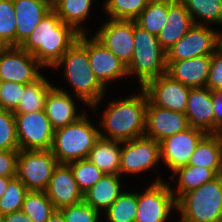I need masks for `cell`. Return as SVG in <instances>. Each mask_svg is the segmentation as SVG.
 <instances>
[{"label":"cell","instance_id":"bcb514c9","mask_svg":"<svg viewBox=\"0 0 222 222\" xmlns=\"http://www.w3.org/2000/svg\"><path fill=\"white\" fill-rule=\"evenodd\" d=\"M47 222H65V219L59 210H55Z\"/></svg>","mask_w":222,"mask_h":222},{"label":"cell","instance_id":"9a60e30c","mask_svg":"<svg viewBox=\"0 0 222 222\" xmlns=\"http://www.w3.org/2000/svg\"><path fill=\"white\" fill-rule=\"evenodd\" d=\"M142 89L153 105L185 113L190 87L173 80L167 74L149 81Z\"/></svg>","mask_w":222,"mask_h":222},{"label":"cell","instance_id":"83f0119b","mask_svg":"<svg viewBox=\"0 0 222 222\" xmlns=\"http://www.w3.org/2000/svg\"><path fill=\"white\" fill-rule=\"evenodd\" d=\"M93 0H52V9L62 22L73 26L80 34L86 33L81 26L89 17Z\"/></svg>","mask_w":222,"mask_h":222},{"label":"cell","instance_id":"8d00e7d4","mask_svg":"<svg viewBox=\"0 0 222 222\" xmlns=\"http://www.w3.org/2000/svg\"><path fill=\"white\" fill-rule=\"evenodd\" d=\"M0 39L8 46H16V13L13 0H0Z\"/></svg>","mask_w":222,"mask_h":222},{"label":"cell","instance_id":"cb8c5ba5","mask_svg":"<svg viewBox=\"0 0 222 222\" xmlns=\"http://www.w3.org/2000/svg\"><path fill=\"white\" fill-rule=\"evenodd\" d=\"M121 175L104 174L98 182L83 193V201L95 210L105 212L122 193Z\"/></svg>","mask_w":222,"mask_h":222},{"label":"cell","instance_id":"7c38bea8","mask_svg":"<svg viewBox=\"0 0 222 222\" xmlns=\"http://www.w3.org/2000/svg\"><path fill=\"white\" fill-rule=\"evenodd\" d=\"M43 66L19 46H8L0 51V80L30 84L39 79Z\"/></svg>","mask_w":222,"mask_h":222},{"label":"cell","instance_id":"e575fe53","mask_svg":"<svg viewBox=\"0 0 222 222\" xmlns=\"http://www.w3.org/2000/svg\"><path fill=\"white\" fill-rule=\"evenodd\" d=\"M28 192L29 190L17 177L12 178L5 193L0 198V214L4 216L21 210L24 198Z\"/></svg>","mask_w":222,"mask_h":222},{"label":"cell","instance_id":"7a4b0ae2","mask_svg":"<svg viewBox=\"0 0 222 222\" xmlns=\"http://www.w3.org/2000/svg\"><path fill=\"white\" fill-rule=\"evenodd\" d=\"M140 90L138 95L108 103L99 122L107 135L100 130L101 138L123 142L144 136L148 96Z\"/></svg>","mask_w":222,"mask_h":222},{"label":"cell","instance_id":"681fc988","mask_svg":"<svg viewBox=\"0 0 222 222\" xmlns=\"http://www.w3.org/2000/svg\"><path fill=\"white\" fill-rule=\"evenodd\" d=\"M219 46L222 48V32L219 33Z\"/></svg>","mask_w":222,"mask_h":222},{"label":"cell","instance_id":"484cf974","mask_svg":"<svg viewBox=\"0 0 222 222\" xmlns=\"http://www.w3.org/2000/svg\"><path fill=\"white\" fill-rule=\"evenodd\" d=\"M121 142L99 138L89 151L87 159L104 174L120 175Z\"/></svg>","mask_w":222,"mask_h":222},{"label":"cell","instance_id":"277c9868","mask_svg":"<svg viewBox=\"0 0 222 222\" xmlns=\"http://www.w3.org/2000/svg\"><path fill=\"white\" fill-rule=\"evenodd\" d=\"M179 222H222V174L176 200Z\"/></svg>","mask_w":222,"mask_h":222},{"label":"cell","instance_id":"3957f363","mask_svg":"<svg viewBox=\"0 0 222 222\" xmlns=\"http://www.w3.org/2000/svg\"><path fill=\"white\" fill-rule=\"evenodd\" d=\"M61 65L65 66L64 77L66 76V80L74 88V95L96 112V108L105 97L106 88L98 81L90 68L86 33L80 34L78 40L54 67L59 68Z\"/></svg>","mask_w":222,"mask_h":222},{"label":"cell","instance_id":"ba28073f","mask_svg":"<svg viewBox=\"0 0 222 222\" xmlns=\"http://www.w3.org/2000/svg\"><path fill=\"white\" fill-rule=\"evenodd\" d=\"M158 177L143 193H137V214L135 222H167L176 199L170 184Z\"/></svg>","mask_w":222,"mask_h":222},{"label":"cell","instance_id":"4fadbf2b","mask_svg":"<svg viewBox=\"0 0 222 222\" xmlns=\"http://www.w3.org/2000/svg\"><path fill=\"white\" fill-rule=\"evenodd\" d=\"M94 37L126 66L129 65L134 52V20L109 19Z\"/></svg>","mask_w":222,"mask_h":222},{"label":"cell","instance_id":"9c48e42d","mask_svg":"<svg viewBox=\"0 0 222 222\" xmlns=\"http://www.w3.org/2000/svg\"><path fill=\"white\" fill-rule=\"evenodd\" d=\"M19 150H51L55 129L45 110L14 113Z\"/></svg>","mask_w":222,"mask_h":222},{"label":"cell","instance_id":"b9f144b4","mask_svg":"<svg viewBox=\"0 0 222 222\" xmlns=\"http://www.w3.org/2000/svg\"><path fill=\"white\" fill-rule=\"evenodd\" d=\"M19 150H0V177H16Z\"/></svg>","mask_w":222,"mask_h":222},{"label":"cell","instance_id":"836d02e7","mask_svg":"<svg viewBox=\"0 0 222 222\" xmlns=\"http://www.w3.org/2000/svg\"><path fill=\"white\" fill-rule=\"evenodd\" d=\"M147 4V0H105L104 9L109 19L135 20Z\"/></svg>","mask_w":222,"mask_h":222},{"label":"cell","instance_id":"f1b7e54d","mask_svg":"<svg viewBox=\"0 0 222 222\" xmlns=\"http://www.w3.org/2000/svg\"><path fill=\"white\" fill-rule=\"evenodd\" d=\"M180 1L184 4L185 8L191 15L194 24H199V25L209 24L210 26L212 23H215L222 25V0H180Z\"/></svg>","mask_w":222,"mask_h":222},{"label":"cell","instance_id":"2e32d148","mask_svg":"<svg viewBox=\"0 0 222 222\" xmlns=\"http://www.w3.org/2000/svg\"><path fill=\"white\" fill-rule=\"evenodd\" d=\"M87 52L90 68L105 88L109 82L128 76L127 66L94 36L87 38Z\"/></svg>","mask_w":222,"mask_h":222},{"label":"cell","instance_id":"f6af8a7d","mask_svg":"<svg viewBox=\"0 0 222 222\" xmlns=\"http://www.w3.org/2000/svg\"><path fill=\"white\" fill-rule=\"evenodd\" d=\"M12 178L15 177H0V198L5 193L6 188L8 187V183Z\"/></svg>","mask_w":222,"mask_h":222},{"label":"cell","instance_id":"e0dca14e","mask_svg":"<svg viewBox=\"0 0 222 222\" xmlns=\"http://www.w3.org/2000/svg\"><path fill=\"white\" fill-rule=\"evenodd\" d=\"M185 113L153 105L149 100L144 135L157 142L189 128Z\"/></svg>","mask_w":222,"mask_h":222},{"label":"cell","instance_id":"7bdbcfd3","mask_svg":"<svg viewBox=\"0 0 222 222\" xmlns=\"http://www.w3.org/2000/svg\"><path fill=\"white\" fill-rule=\"evenodd\" d=\"M213 110L215 113V134L222 132V92L213 94Z\"/></svg>","mask_w":222,"mask_h":222},{"label":"cell","instance_id":"5b68a950","mask_svg":"<svg viewBox=\"0 0 222 222\" xmlns=\"http://www.w3.org/2000/svg\"><path fill=\"white\" fill-rule=\"evenodd\" d=\"M166 72V51L161 47L156 36L144 30L134 20V52L127 66L128 76L135 74L140 88H143L149 81Z\"/></svg>","mask_w":222,"mask_h":222},{"label":"cell","instance_id":"d6a6232c","mask_svg":"<svg viewBox=\"0 0 222 222\" xmlns=\"http://www.w3.org/2000/svg\"><path fill=\"white\" fill-rule=\"evenodd\" d=\"M167 14L168 1L148 3L135 21L144 30L157 37L165 25Z\"/></svg>","mask_w":222,"mask_h":222},{"label":"cell","instance_id":"4316f807","mask_svg":"<svg viewBox=\"0 0 222 222\" xmlns=\"http://www.w3.org/2000/svg\"><path fill=\"white\" fill-rule=\"evenodd\" d=\"M173 174L178 176V180H173L178 181L177 190L171 188L176 200L182 194L195 190L218 176L212 169L192 165L179 167Z\"/></svg>","mask_w":222,"mask_h":222},{"label":"cell","instance_id":"52a82bcc","mask_svg":"<svg viewBox=\"0 0 222 222\" xmlns=\"http://www.w3.org/2000/svg\"><path fill=\"white\" fill-rule=\"evenodd\" d=\"M58 164L51 150H19L16 177L29 191H45Z\"/></svg>","mask_w":222,"mask_h":222},{"label":"cell","instance_id":"6da1fadb","mask_svg":"<svg viewBox=\"0 0 222 222\" xmlns=\"http://www.w3.org/2000/svg\"><path fill=\"white\" fill-rule=\"evenodd\" d=\"M79 36L80 33L62 22L52 9L19 47L32 54L43 67L54 68Z\"/></svg>","mask_w":222,"mask_h":222},{"label":"cell","instance_id":"d590c367","mask_svg":"<svg viewBox=\"0 0 222 222\" xmlns=\"http://www.w3.org/2000/svg\"><path fill=\"white\" fill-rule=\"evenodd\" d=\"M73 171L79 189L84 193L91 188L104 173L87 158L68 163Z\"/></svg>","mask_w":222,"mask_h":222},{"label":"cell","instance_id":"7dc6e473","mask_svg":"<svg viewBox=\"0 0 222 222\" xmlns=\"http://www.w3.org/2000/svg\"><path fill=\"white\" fill-rule=\"evenodd\" d=\"M148 3H156V2H167V1H175V0H147Z\"/></svg>","mask_w":222,"mask_h":222},{"label":"cell","instance_id":"ab89813d","mask_svg":"<svg viewBox=\"0 0 222 222\" xmlns=\"http://www.w3.org/2000/svg\"><path fill=\"white\" fill-rule=\"evenodd\" d=\"M26 84L0 80V109L14 111L21 101Z\"/></svg>","mask_w":222,"mask_h":222},{"label":"cell","instance_id":"ffe728a7","mask_svg":"<svg viewBox=\"0 0 222 222\" xmlns=\"http://www.w3.org/2000/svg\"><path fill=\"white\" fill-rule=\"evenodd\" d=\"M16 13V46H20L52 10V0H13Z\"/></svg>","mask_w":222,"mask_h":222},{"label":"cell","instance_id":"603a6c76","mask_svg":"<svg viewBox=\"0 0 222 222\" xmlns=\"http://www.w3.org/2000/svg\"><path fill=\"white\" fill-rule=\"evenodd\" d=\"M194 25L191 15L180 0L168 1V14L165 25L157 39L167 51L177 43Z\"/></svg>","mask_w":222,"mask_h":222},{"label":"cell","instance_id":"ee69618b","mask_svg":"<svg viewBox=\"0 0 222 222\" xmlns=\"http://www.w3.org/2000/svg\"><path fill=\"white\" fill-rule=\"evenodd\" d=\"M3 222H33L21 210L3 216Z\"/></svg>","mask_w":222,"mask_h":222},{"label":"cell","instance_id":"d6986e66","mask_svg":"<svg viewBox=\"0 0 222 222\" xmlns=\"http://www.w3.org/2000/svg\"><path fill=\"white\" fill-rule=\"evenodd\" d=\"M207 87L190 88L185 114L190 127L215 134L213 94Z\"/></svg>","mask_w":222,"mask_h":222},{"label":"cell","instance_id":"74e56055","mask_svg":"<svg viewBox=\"0 0 222 222\" xmlns=\"http://www.w3.org/2000/svg\"><path fill=\"white\" fill-rule=\"evenodd\" d=\"M0 150H19L13 111L0 109Z\"/></svg>","mask_w":222,"mask_h":222},{"label":"cell","instance_id":"ac0fdd59","mask_svg":"<svg viewBox=\"0 0 222 222\" xmlns=\"http://www.w3.org/2000/svg\"><path fill=\"white\" fill-rule=\"evenodd\" d=\"M45 192L56 210L83 201V192L78 187L70 165L66 163L56 166Z\"/></svg>","mask_w":222,"mask_h":222},{"label":"cell","instance_id":"5bb4252c","mask_svg":"<svg viewBox=\"0 0 222 222\" xmlns=\"http://www.w3.org/2000/svg\"><path fill=\"white\" fill-rule=\"evenodd\" d=\"M205 135L206 133L202 130L189 127L163 139L159 142L161 160L172 171L188 165L191 155Z\"/></svg>","mask_w":222,"mask_h":222},{"label":"cell","instance_id":"f546056e","mask_svg":"<svg viewBox=\"0 0 222 222\" xmlns=\"http://www.w3.org/2000/svg\"><path fill=\"white\" fill-rule=\"evenodd\" d=\"M53 87L43 75L35 82L25 85L23 96L13 113H29L44 110L45 99Z\"/></svg>","mask_w":222,"mask_h":222},{"label":"cell","instance_id":"4dcf8cb0","mask_svg":"<svg viewBox=\"0 0 222 222\" xmlns=\"http://www.w3.org/2000/svg\"><path fill=\"white\" fill-rule=\"evenodd\" d=\"M55 210L45 191H29L21 208L33 222H47Z\"/></svg>","mask_w":222,"mask_h":222},{"label":"cell","instance_id":"60d3db41","mask_svg":"<svg viewBox=\"0 0 222 222\" xmlns=\"http://www.w3.org/2000/svg\"><path fill=\"white\" fill-rule=\"evenodd\" d=\"M206 87L213 92H222V48L220 46L211 55Z\"/></svg>","mask_w":222,"mask_h":222},{"label":"cell","instance_id":"44dd1931","mask_svg":"<svg viewBox=\"0 0 222 222\" xmlns=\"http://www.w3.org/2000/svg\"><path fill=\"white\" fill-rule=\"evenodd\" d=\"M210 63L211 55L167 62L166 74L190 88L206 87Z\"/></svg>","mask_w":222,"mask_h":222},{"label":"cell","instance_id":"8992f818","mask_svg":"<svg viewBox=\"0 0 222 222\" xmlns=\"http://www.w3.org/2000/svg\"><path fill=\"white\" fill-rule=\"evenodd\" d=\"M100 138V130L84 113L76 122L55 130L51 151L58 163L86 159Z\"/></svg>","mask_w":222,"mask_h":222},{"label":"cell","instance_id":"d4e9b609","mask_svg":"<svg viewBox=\"0 0 222 222\" xmlns=\"http://www.w3.org/2000/svg\"><path fill=\"white\" fill-rule=\"evenodd\" d=\"M188 165L212 169L217 175L222 174V135L206 134L198 143L190 157Z\"/></svg>","mask_w":222,"mask_h":222},{"label":"cell","instance_id":"c3c4849f","mask_svg":"<svg viewBox=\"0 0 222 222\" xmlns=\"http://www.w3.org/2000/svg\"><path fill=\"white\" fill-rule=\"evenodd\" d=\"M7 46L1 41L0 39V51H2L3 49H5Z\"/></svg>","mask_w":222,"mask_h":222},{"label":"cell","instance_id":"f35d334b","mask_svg":"<svg viewBox=\"0 0 222 222\" xmlns=\"http://www.w3.org/2000/svg\"><path fill=\"white\" fill-rule=\"evenodd\" d=\"M65 222H98L101 215L99 211L84 201L71 206L60 208Z\"/></svg>","mask_w":222,"mask_h":222},{"label":"cell","instance_id":"30bf717a","mask_svg":"<svg viewBox=\"0 0 222 222\" xmlns=\"http://www.w3.org/2000/svg\"><path fill=\"white\" fill-rule=\"evenodd\" d=\"M219 32L209 25L194 24L190 30L166 51V62L212 55L219 47Z\"/></svg>","mask_w":222,"mask_h":222},{"label":"cell","instance_id":"7402d4cb","mask_svg":"<svg viewBox=\"0 0 222 222\" xmlns=\"http://www.w3.org/2000/svg\"><path fill=\"white\" fill-rule=\"evenodd\" d=\"M75 99L62 88L53 86L45 99L44 110L52 127L58 128L76 122L83 113H77Z\"/></svg>","mask_w":222,"mask_h":222},{"label":"cell","instance_id":"f907efd6","mask_svg":"<svg viewBox=\"0 0 222 222\" xmlns=\"http://www.w3.org/2000/svg\"><path fill=\"white\" fill-rule=\"evenodd\" d=\"M0 222H3V215L0 214Z\"/></svg>","mask_w":222,"mask_h":222},{"label":"cell","instance_id":"1f68e13d","mask_svg":"<svg viewBox=\"0 0 222 222\" xmlns=\"http://www.w3.org/2000/svg\"><path fill=\"white\" fill-rule=\"evenodd\" d=\"M136 211L137 193L123 191L103 214L108 222H135Z\"/></svg>","mask_w":222,"mask_h":222},{"label":"cell","instance_id":"8fae6325","mask_svg":"<svg viewBox=\"0 0 222 222\" xmlns=\"http://www.w3.org/2000/svg\"><path fill=\"white\" fill-rule=\"evenodd\" d=\"M120 175L139 174L154 168L161 161L160 144L141 136L121 142Z\"/></svg>","mask_w":222,"mask_h":222}]
</instances>
